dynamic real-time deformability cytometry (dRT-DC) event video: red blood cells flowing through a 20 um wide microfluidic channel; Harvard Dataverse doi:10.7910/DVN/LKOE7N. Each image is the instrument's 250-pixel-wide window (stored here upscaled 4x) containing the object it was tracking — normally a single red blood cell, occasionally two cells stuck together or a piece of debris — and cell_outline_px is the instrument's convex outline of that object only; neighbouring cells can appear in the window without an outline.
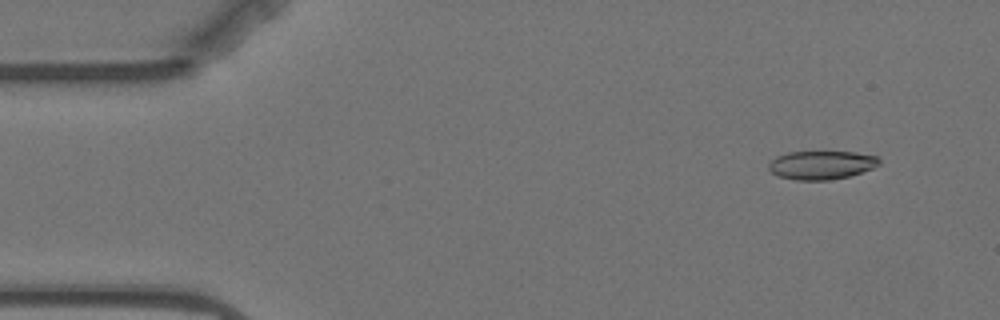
{"species": "Egyptian fruit bat (a non-hibernating species)", "species_latin": "Rousettus aegyptiacus", "temperature_condition": "warm", "stored_images_in_passage": 4, "camera_frame_rate_fps": 3000, "um_per_image_px": 0.085, "animal": {"sex": "female"}, "frame": {"image": 1, "passage_image": 1, "time_ms": 0.0, "image_size_px": [1000, 320], "cell_outline_px": [[880, 164], [872, 168], [848, 176], [828, 180], [796, 180], [776, 176], [768, 168], [768, 164], [776, 156], [788, 152], [856, 152], [876, 156], [880, 160]], "centroid_in_image_um": [69.79, 14.02], "position_along_channel_um": 15.2, "area_um2": 18.32}}
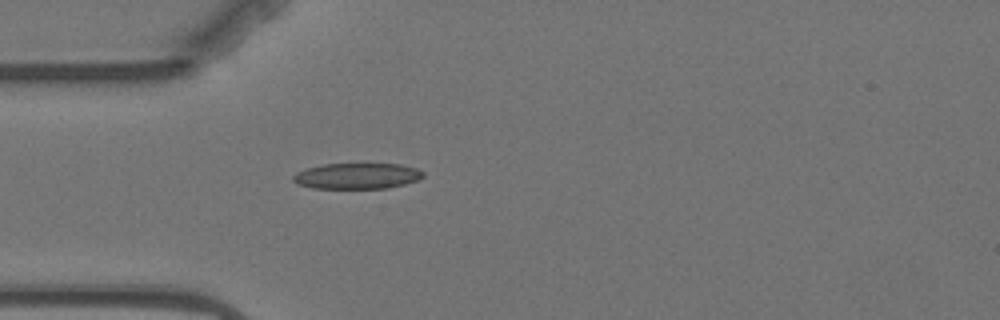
{"frame": {"image": 2, "passage_image": 4, "time_ms": 3.667, "image_size_px": [1000, 320], "cell_outline_px": [[424, 176], [416, 180], [404, 184], [388, 188], [312, 188], [296, 184], [292, 180], [292, 176], [296, 172], [308, 168], [324, 164], [400, 164], [416, 168], [424, 172]], "centroid_in_image_um": [30.33, 14.96], "position_along_channel_um": 54.7, "area_um2": 19.54}}